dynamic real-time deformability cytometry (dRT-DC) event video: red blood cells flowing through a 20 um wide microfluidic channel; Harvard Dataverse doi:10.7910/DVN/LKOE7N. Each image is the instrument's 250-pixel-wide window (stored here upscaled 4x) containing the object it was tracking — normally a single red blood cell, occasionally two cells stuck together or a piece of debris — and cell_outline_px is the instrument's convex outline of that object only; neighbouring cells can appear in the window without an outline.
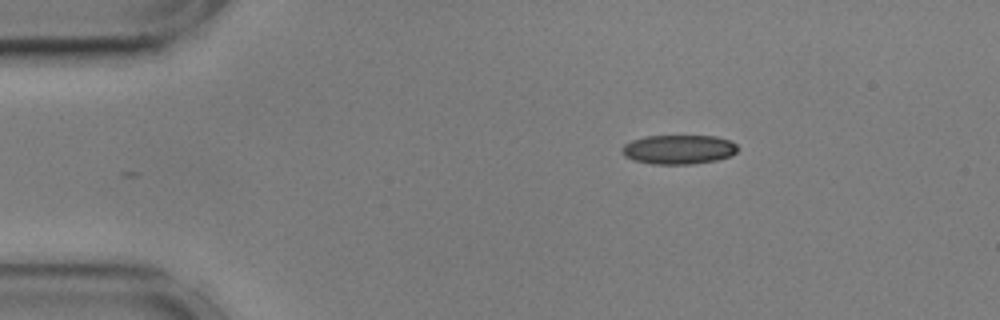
{"species": "common noctule bat (a hibernating species)", "species_latin": "Nyctalus noctula", "temperature_condition": "cold", "stored_images_in_passage": 47, "camera_frame_rate_fps": 3000, "um_per_image_px": 0.085, "animal": {"sex": "male", "body_mass_g": 17.9, "forearm_length_mm": 54.2}, "frame": {"image": 1, "passage_image": 1, "time_ms": 0.0, "image_size_px": [1000, 320], "cell_outline_px": [[740, 148], [736, 152], [728, 156], [716, 160], [692, 164], [652, 164], [632, 160], [624, 156], [620, 152], [620, 148], [624, 144], [632, 140], [644, 136], [716, 136], [732, 140]], "centroid_in_image_um": [57.66, 12.7], "position_along_channel_um": 27.3, "area_um2": 20.0}}
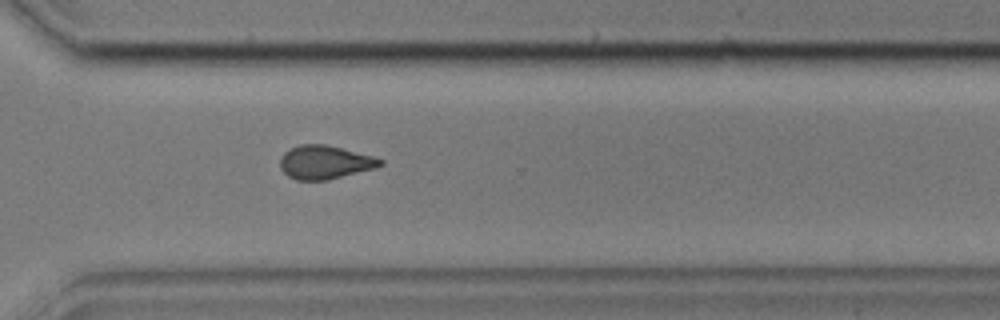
{"frame": {"image": 2, "passage_image": 32, "time_ms": 10.333, "image_size_px": [1000, 320], "cell_outline_px": [[384, 164], [376, 168], [328, 180], [296, 180], [288, 176], [280, 168], [280, 156], [288, 148], [300, 144], [324, 144], [372, 156], [384, 160]], "centroid_in_image_um": [27.59, 13.79], "position_along_channel_um": 343.0, "area_um2": 19.65}}
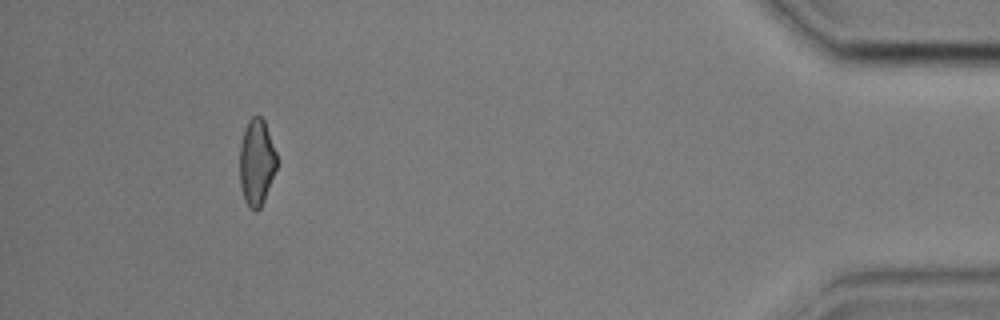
{"frame": {"image": 3, "passage_image": 43, "time_ms": 14.0, "image_size_px": [1000, 320], "cell_outline_px": [[276, 168], [264, 200], [260, 208], [256, 212], [248, 208], [244, 200], [240, 188], [240, 144], [244, 128], [248, 120], [252, 116], [260, 116], [264, 120], [276, 152]], "centroid_in_image_um": [21.79, 13.81], "position_along_channel_um": 413.4, "area_um2": 18.73}, "authors_computed_cell_mechanics": {"area_um2": 19.7676, "velocity_mm_per_s": 3.6051, "shape_relaxation_time_tau1_ms": 9.7152, "shape_relaxation_time_tau2_ms": 2.8129, "deformation_change_tau1": 0.1854, "deformation_change_tau2": 0.0783}}